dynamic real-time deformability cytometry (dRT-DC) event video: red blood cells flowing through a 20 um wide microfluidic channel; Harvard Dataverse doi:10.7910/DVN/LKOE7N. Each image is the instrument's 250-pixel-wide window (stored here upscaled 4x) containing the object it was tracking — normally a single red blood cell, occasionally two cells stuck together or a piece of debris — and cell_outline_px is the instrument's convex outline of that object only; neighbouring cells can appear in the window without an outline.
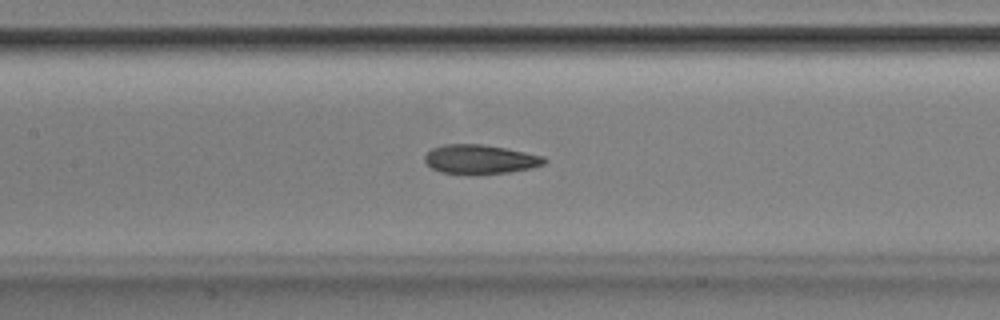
{"species": "Egyptian fruit bat (a non-hibernating species)", "species_latin": "Rousettus aegyptiacus", "temperature_condition": "room temperature", "stored_images_in_passage": 52, "camera_frame_rate_fps": 3000, "um_per_image_px": 0.085, "animal": {"sex": "male"}, "frame": {"image": 1, "passage_image": 24, "time_ms": 7.667, "image_size_px": [1000, 320], "cell_outline_px": [[548, 160], [544, 164], [532, 168], [508, 172], [472, 176], [440, 172], [432, 168], [424, 160], [424, 156], [432, 148], [444, 144], [484, 144], [544, 156]], "centroid_in_image_um": [40.8, 13.56], "position_along_channel_um": 166.6, "area_um2": 20.69}}
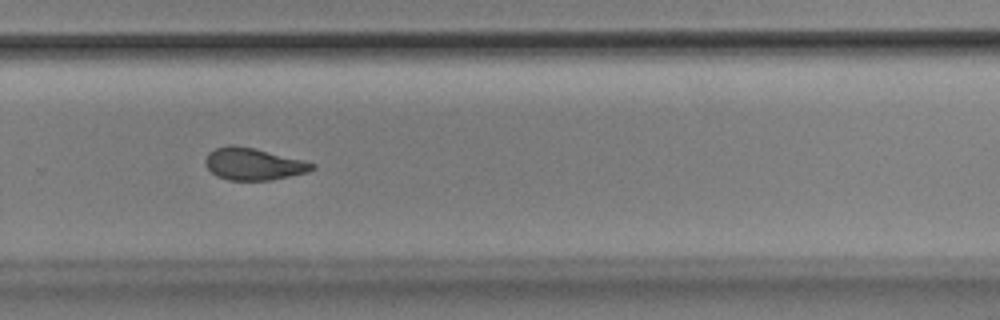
{"frame": {"image": 2, "passage_image": 35, "time_ms": 11.333, "image_size_px": [1000, 320], "cell_outline_px": [[316, 168], [308, 172], [272, 180], [228, 180], [216, 176], [204, 164], [204, 160], [208, 152], [216, 148], [228, 144], [232, 144], [252, 148], [304, 160], [316, 164]], "centroid_in_image_um": [21.53, 13.94], "position_along_channel_um": 308.3, "area_um2": 20.0}}
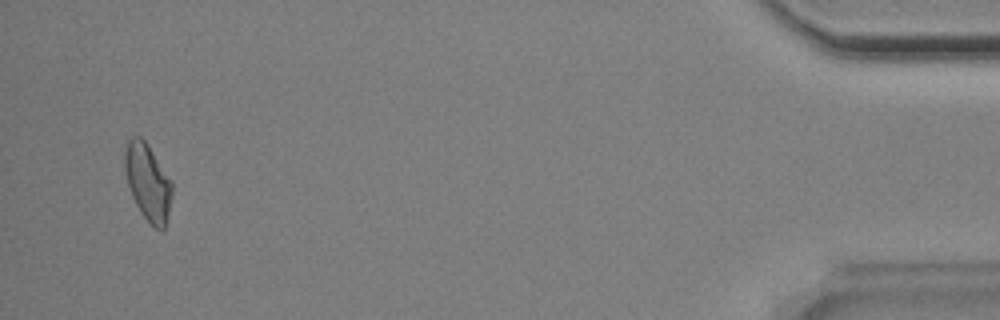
{"frame": {"image": 3, "passage_image": 50, "time_ms": 16.333, "image_size_px": [1000, 320], "cell_outline_px": [[172, 192], [168, 212], [164, 228], [156, 228], [140, 212], [132, 196], [128, 184], [124, 164], [124, 156], [128, 140], [132, 136], [140, 136], [148, 144], [172, 180]], "centroid_in_image_um": [12.56, 15.43], "position_along_channel_um": 422.6, "area_um2": 20.81}, "authors_computed_cell_mechanics": {"area_um2": 20.8947, "velocity_mm_per_s": 3.8803, "shape_relaxation_time_tau1_ms": 7.0364, "shape_relaxation_time_tau2_ms": 1.868, "deformation_change_tau1": 0.1618, "deformation_change_tau2": 0.0708}}